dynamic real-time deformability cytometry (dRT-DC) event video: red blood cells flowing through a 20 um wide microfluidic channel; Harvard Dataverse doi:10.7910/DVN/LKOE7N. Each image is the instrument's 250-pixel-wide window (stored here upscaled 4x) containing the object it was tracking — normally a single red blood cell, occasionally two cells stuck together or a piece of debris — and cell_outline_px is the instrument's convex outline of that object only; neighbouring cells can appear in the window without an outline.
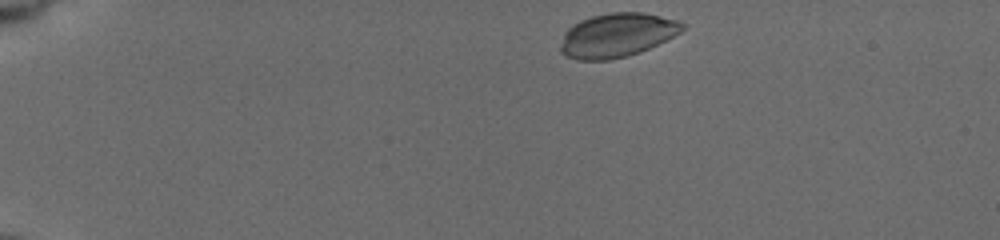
{"species": "common noctule bat (a hibernating species)", "species_latin": "Nyctalus noctula", "temperature_condition": "cold", "stored_images_in_passage": 46, "camera_frame_rate_fps": 3000, "um_per_image_px": 0.085, "animal": {"sex": "female", "body_mass_g": 19.5, "forearm_length_mm": 54.1}, "frame": {"image": 1, "passage_image": 1, "time_ms": 0.0, "image_size_px": [1000, 240], "cell_outline_px": [[684, 28], [680, 32], [640, 52], [628, 56], [608, 60], [576, 60], [564, 56], [560, 52], [560, 48], [564, 32], [568, 28], [580, 20], [592, 16], [612, 12], [644, 12], [680, 20], [684, 24]], "centroid_in_image_um": [52.42, 2.99], "position_along_channel_um": 32.6, "area_um2": 31.27}}
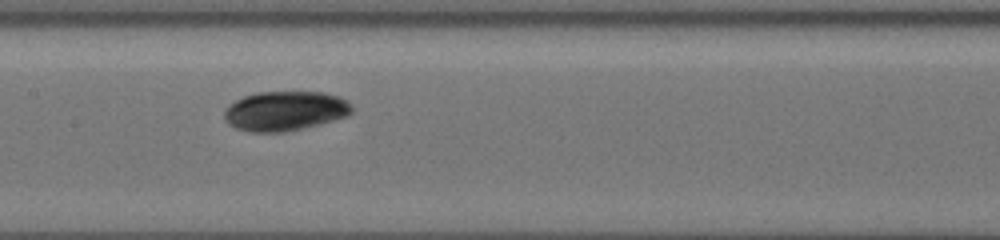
{"frame": {"image": 2, "passage_image": 20, "time_ms": 6.333, "image_size_px": [1000, 240], "cell_outline_px": [[352, 112], [348, 116], [284, 132], [252, 132], [236, 128], [228, 124], [224, 120], [224, 108], [236, 100], [244, 96], [260, 92], [324, 92], [340, 96], [348, 100], [352, 108]], "centroid_in_image_um": [24.21, 9.42], "position_along_channel_um": 183.2, "area_um2": 29.36}}
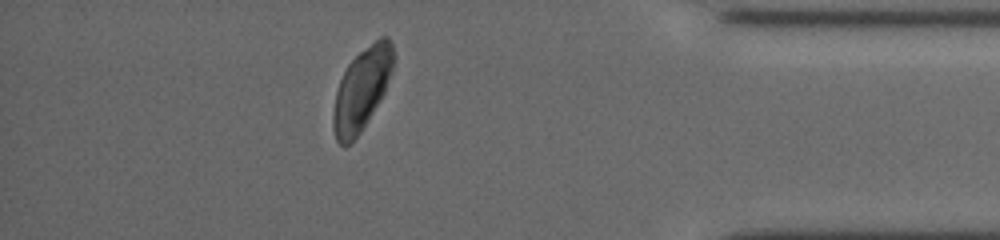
{"frame": {"image": 3, "passage_image": 40, "time_ms": 13.0, "image_size_px": [1000, 240], "cell_outline_px": [[392, 72], [384, 92], [360, 132], [344, 148], [336, 140], [332, 128], [332, 112], [336, 92], [340, 80], [348, 64], [360, 52], [380, 36], [388, 36], [392, 44]], "centroid_in_image_um": [30.71, 7.6], "position_along_channel_um": 404.5, "area_um2": 28.32}}